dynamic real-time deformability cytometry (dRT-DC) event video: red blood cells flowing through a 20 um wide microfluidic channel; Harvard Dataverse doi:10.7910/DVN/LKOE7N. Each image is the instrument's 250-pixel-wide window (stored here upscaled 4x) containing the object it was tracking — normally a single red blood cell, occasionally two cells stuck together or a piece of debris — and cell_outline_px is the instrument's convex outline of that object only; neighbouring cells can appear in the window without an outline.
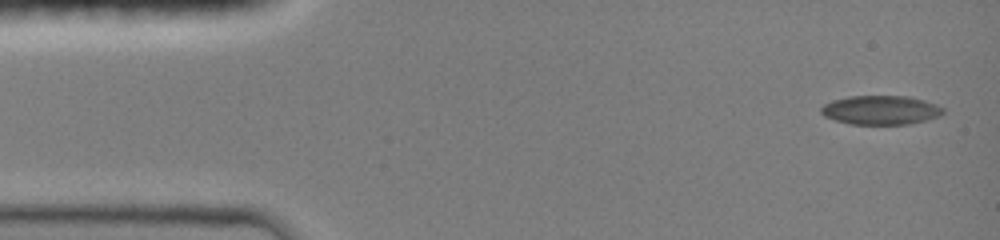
{"species": "common noctule bat (a hibernating species)", "species_latin": "Nyctalus noctula", "temperature_condition": "room temperature", "stored_images_in_passage": 5, "camera_frame_rate_fps": 3000, "um_per_image_px": 0.085, "animal": {"sex": "female", "body_mass_g": 19.0, "forearm_length_mm": 51.5}, "frame": {"image": 1, "passage_image": 1, "time_ms": 0.0, "image_size_px": [1000, 240], "cell_outline_px": [[944, 112], [940, 116], [908, 124], [848, 124], [824, 116], [820, 112], [820, 108], [824, 104], [832, 100], [848, 96], [908, 96], [924, 100], [936, 104], [944, 108]], "centroid_in_image_um": [74.85, 9.35], "position_along_channel_um": 10.2, "area_um2": 20.69}}
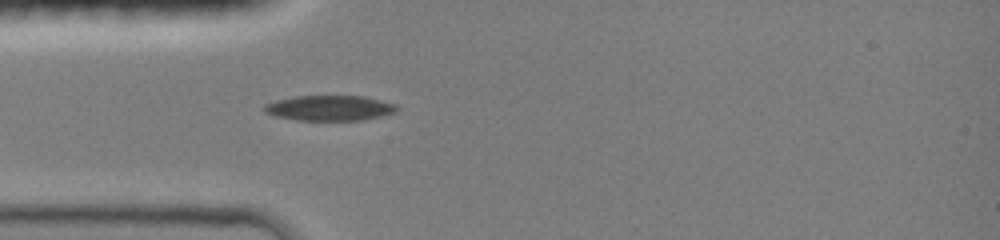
{"frame": {"image": 2, "passage_image": 5, "time_ms": 3.667, "image_size_px": [1000, 240], "cell_outline_px": [[400, 108], [396, 112], [380, 116], [360, 120], [296, 120], [276, 116], [264, 112], [264, 104], [276, 100], [296, 96], [364, 96], [396, 104]], "centroid_in_image_um": [28.02, 9.18], "position_along_channel_um": 57.0, "area_um2": 19.48}}